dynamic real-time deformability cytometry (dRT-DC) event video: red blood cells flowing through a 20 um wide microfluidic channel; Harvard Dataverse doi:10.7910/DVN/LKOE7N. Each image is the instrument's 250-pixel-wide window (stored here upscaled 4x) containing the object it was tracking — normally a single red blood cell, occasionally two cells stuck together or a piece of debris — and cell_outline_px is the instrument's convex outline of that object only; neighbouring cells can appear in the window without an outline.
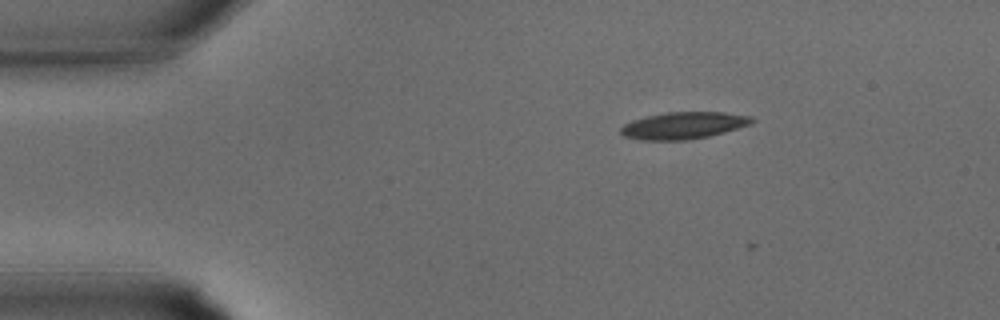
{"species": "common noctule bat (a hibernating species)", "species_latin": "Nyctalus noctula", "temperature_condition": "warm", "stored_images_in_passage": 8, "camera_frame_rate_fps": 3000, "um_per_image_px": 0.085, "animal": {"sex": "male", "body_mass_g": 15.6}, "frame": {"image": 1, "passage_image": 1, "time_ms": 0.0, "image_size_px": [1000, 320], "cell_outline_px": [[756, 120], [752, 124], [724, 132], [708, 136], [684, 140], [644, 140], [624, 136], [620, 132], [620, 128], [624, 124], [632, 120], [648, 116], [668, 112], [724, 112], [752, 116]], "centroid_in_image_um": [58.13, 10.66], "position_along_channel_um": 26.9, "area_um2": 20.52}}
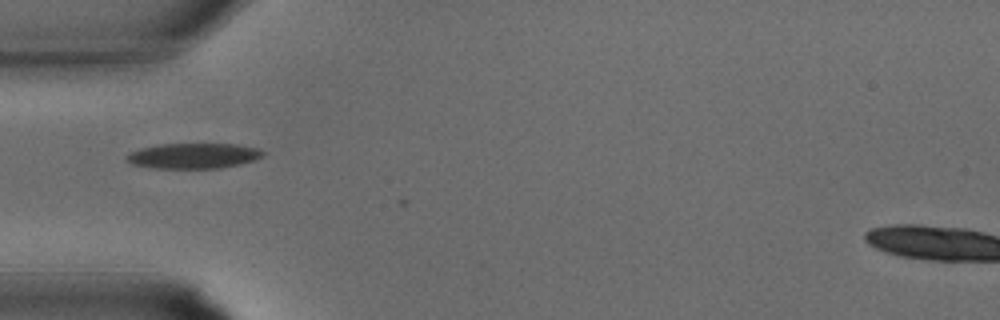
{"frame": {"image": 2, "passage_image": 6, "time_ms": 1.667, "image_size_px": [1000, 320], "cell_outline_px": [[264, 156], [256, 160], [240, 164], [220, 168], [152, 168], [132, 164], [124, 160], [124, 156], [128, 152], [140, 148], [160, 144], [236, 144], [256, 148], [264, 152]], "centroid_in_image_um": [16.39, 13.25], "position_along_channel_um": 68.6, "area_um2": 20.35}}